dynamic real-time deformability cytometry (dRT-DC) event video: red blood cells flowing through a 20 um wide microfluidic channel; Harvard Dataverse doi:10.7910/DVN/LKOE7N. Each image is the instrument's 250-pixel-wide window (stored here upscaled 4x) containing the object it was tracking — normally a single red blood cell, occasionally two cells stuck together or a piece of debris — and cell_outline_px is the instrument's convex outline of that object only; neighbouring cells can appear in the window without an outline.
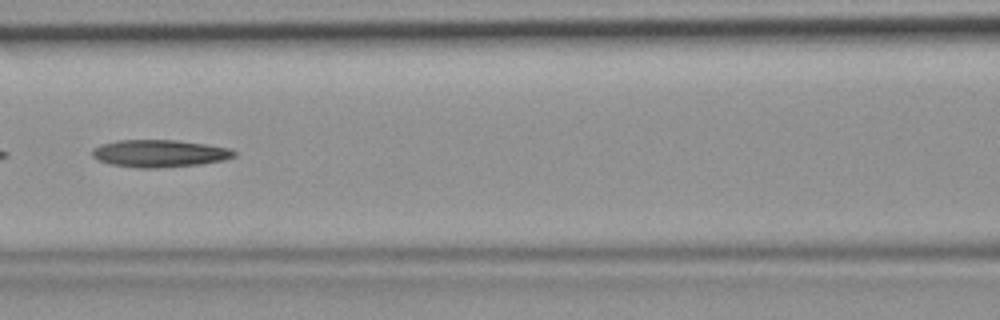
{"species": "common noctule bat (a hibernating species)", "species_latin": "Nyctalus noctula", "temperature_condition": "room temperature", "stored_images_in_passage": 47, "camera_frame_rate_fps": 3000, "um_per_image_px": 0.085, "animal": {"sex": "female", "body_mass_g": 19.9}, "frame": {"image": 1, "passage_image": 21, "time_ms": 6.667, "image_size_px": [1000, 320], "cell_outline_px": [[236, 156], [224, 160], [200, 164], [156, 168], [136, 168], [112, 164], [100, 160], [92, 156], [92, 148], [100, 144], [120, 140], [176, 140], [232, 148], [236, 152]], "centroid_in_image_um": [13.58, 13.04], "position_along_channel_um": 153.0, "area_um2": 22.6}}
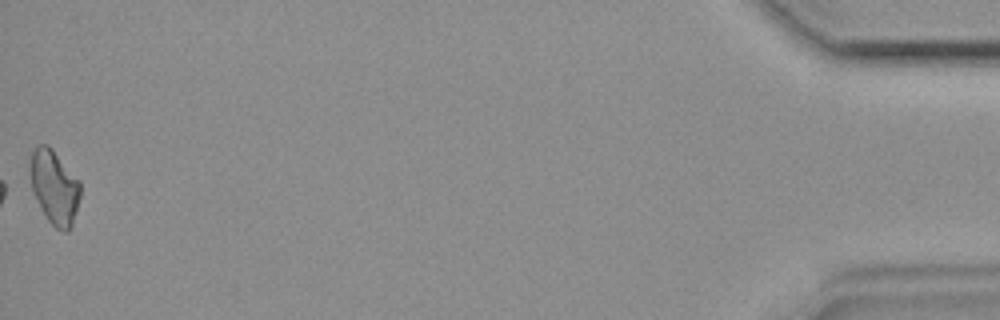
{"frame": {"image": 2, "passage_image": 47, "time_ms": 15.333, "image_size_px": [1000, 320], "cell_outline_px": [[80, 196], [76, 212], [72, 224], [68, 232], [64, 232], [56, 228], [48, 220], [32, 188], [28, 168], [28, 164], [32, 152], [40, 144], [48, 144], [52, 148], [80, 180]], "centroid_in_image_um": [4.63, 15.86], "position_along_channel_um": 430.6, "area_um2": 21.62}}